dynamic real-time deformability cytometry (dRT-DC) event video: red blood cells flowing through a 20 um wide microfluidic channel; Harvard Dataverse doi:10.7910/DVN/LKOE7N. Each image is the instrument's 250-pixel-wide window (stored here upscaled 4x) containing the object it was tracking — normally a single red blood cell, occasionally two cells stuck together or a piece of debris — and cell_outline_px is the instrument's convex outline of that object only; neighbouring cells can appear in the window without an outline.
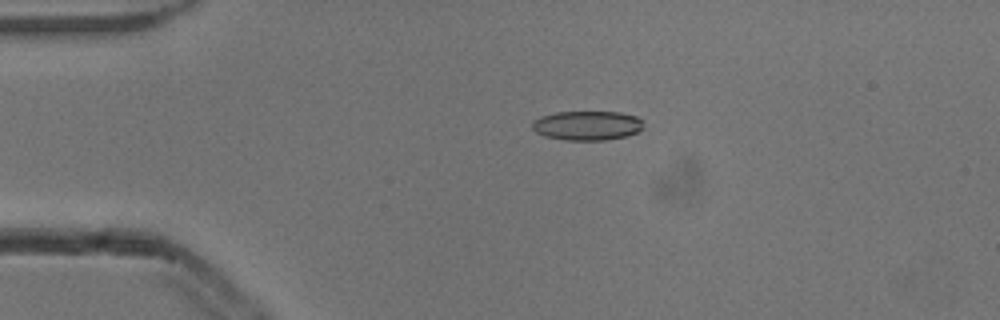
{"species": "common noctule bat (a hibernating species)", "species_latin": "Nyctalus noctula", "temperature_condition": "cold", "stored_images_in_passage": 6, "camera_frame_rate_fps": 3000, "um_per_image_px": 0.085, "animal": {"sex": "male", "body_mass_g": 13.3}, "frame": {"image": 1, "passage_image": 4, "time_ms": 1.0, "image_size_px": [1000, 320], "cell_outline_px": [[644, 128], [640, 132], [628, 136], [604, 140], [564, 140], [544, 136], [536, 132], [532, 128], [532, 124], [540, 116], [556, 112], [620, 112], [636, 116], [644, 120]], "centroid_in_image_um": [49.97, 10.67], "position_along_channel_um": 35.0, "area_um2": 19.31}}
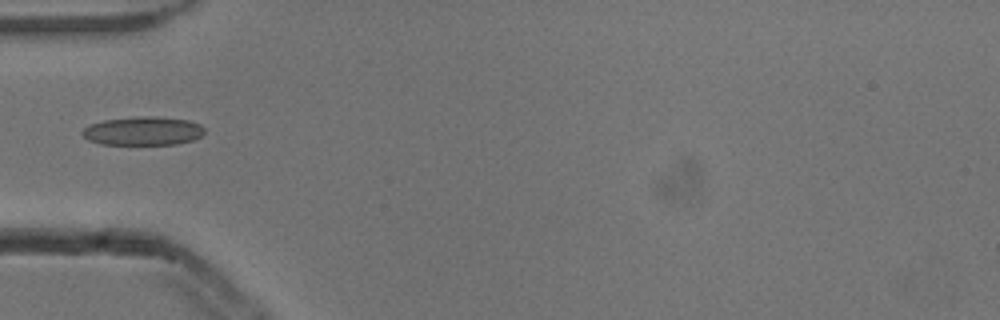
{"frame": {"image": 2, "passage_image": 5, "time_ms": 1.333, "image_size_px": [1000, 320], "cell_outline_px": [[204, 132], [200, 136], [192, 140], [176, 144], [100, 144], [88, 140], [80, 132], [88, 124], [104, 120], [136, 116], [156, 116], [188, 120], [200, 124], [204, 128]], "centroid_in_image_um": [12.13, 11.12], "position_along_channel_um": 72.9, "area_um2": 20.46}}
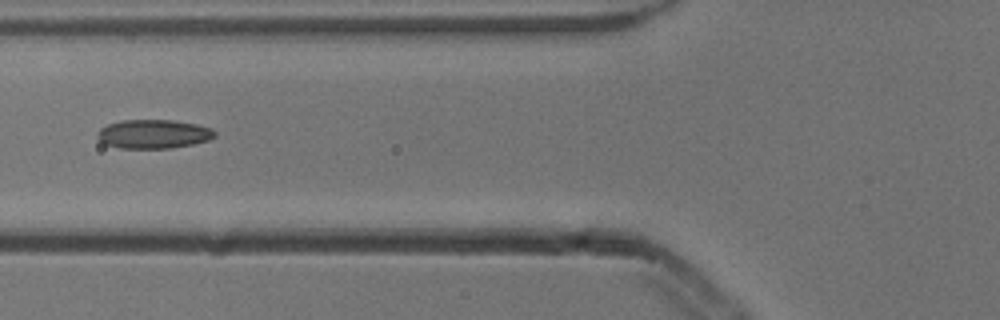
{"frame": {"image": 3, "passage_image": 6, "time_ms": 1.667, "image_size_px": [1000, 320], "cell_outline_px": [[216, 136], [208, 140], [192, 144], [168, 148], [120, 148], [104, 144], [96, 136], [96, 132], [100, 128], [108, 124], [120, 120], [172, 120], [196, 124], [212, 128], [216, 132]], "centroid_in_image_um": [13.02, 11.38], "position_along_channel_um": 112.8, "area_um2": 19.83}}